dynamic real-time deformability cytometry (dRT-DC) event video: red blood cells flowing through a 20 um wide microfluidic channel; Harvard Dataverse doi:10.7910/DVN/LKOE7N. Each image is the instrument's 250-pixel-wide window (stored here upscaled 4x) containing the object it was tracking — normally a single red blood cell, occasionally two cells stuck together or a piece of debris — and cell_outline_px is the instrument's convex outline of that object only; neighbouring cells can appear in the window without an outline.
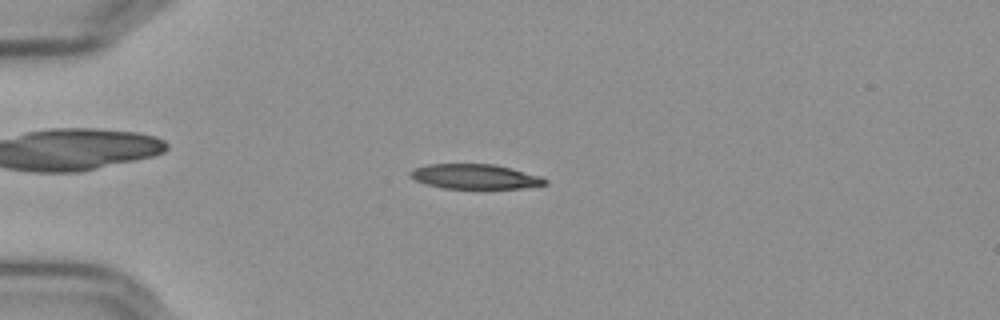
{"species": "Egyptian fruit bat (a non-hibernating species)", "species_latin": "Rousettus aegyptiacus", "temperature_condition": "cold", "stored_images_in_passage": 56, "camera_frame_rate_fps": 3000, "um_per_image_px": 0.085, "frame": {"image": 1, "passage_image": 15, "time_ms": 4.667, "image_size_px": [1000, 320], "cell_outline_px": [[548, 184], [520, 188], [440, 188], [424, 184], [408, 176], [408, 172], [412, 168], [428, 164], [496, 164], [512, 168], [540, 176], [548, 180]], "centroid_in_image_um": [40.33, 15.0], "position_along_channel_um": 44.7, "area_um2": 19.65}}
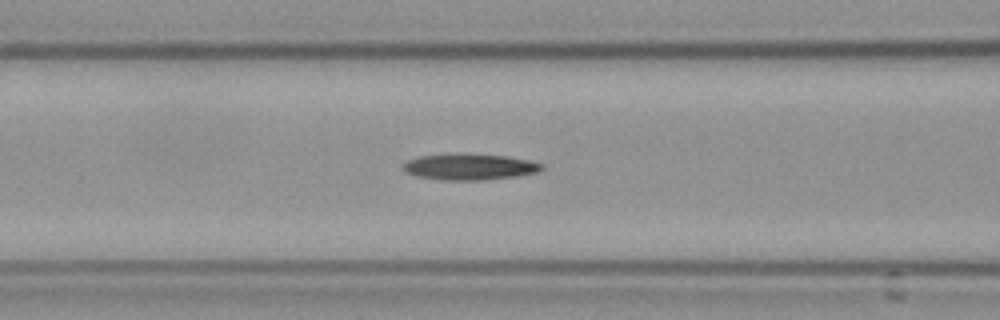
{"frame": {"image": 2, "passage_image": 24, "time_ms": 7.667, "image_size_px": [1000, 320], "cell_outline_px": [[544, 168], [536, 172], [516, 176], [484, 180], [444, 180], [416, 176], [400, 168], [400, 164], [408, 160], [420, 156], [452, 152], [468, 152], [508, 156], [528, 160], [544, 164]], "centroid_in_image_um": [39.87, 14.15], "position_along_channel_um": 126.7, "area_um2": 21.73}}
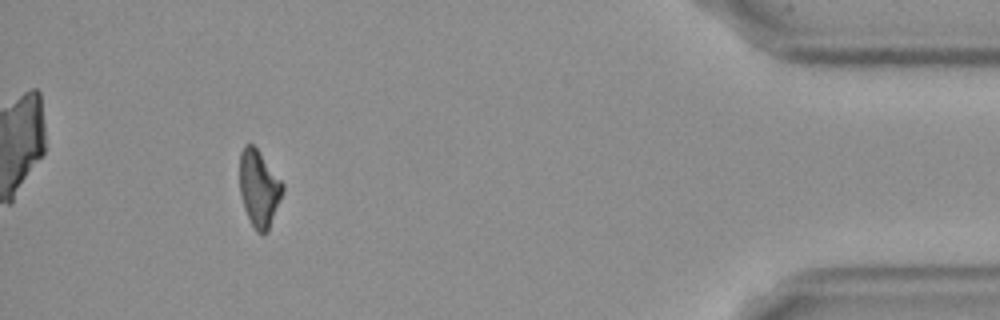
{"frame": {"image": 3, "passage_image": 52, "time_ms": 17.0, "image_size_px": [1000, 320], "cell_outline_px": [[284, 188], [268, 232], [256, 232], [244, 208], [240, 192], [240, 152], [244, 144], [252, 144], [256, 148], [284, 184]], "centroid_in_image_um": [22.0, 16.01], "position_along_channel_um": 413.2, "area_um2": 18.84}}